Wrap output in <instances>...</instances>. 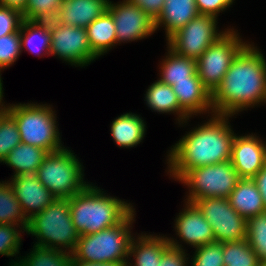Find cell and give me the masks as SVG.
I'll use <instances>...</instances> for the list:
<instances>
[{
	"label": "cell",
	"instance_id": "6da1fadb",
	"mask_svg": "<svg viewBox=\"0 0 266 266\" xmlns=\"http://www.w3.org/2000/svg\"><path fill=\"white\" fill-rule=\"evenodd\" d=\"M266 103V60L247 44L233 59L221 84L212 93L214 114L233 116L256 104Z\"/></svg>",
	"mask_w": 266,
	"mask_h": 266
},
{
	"label": "cell",
	"instance_id": "7a4b0ae2",
	"mask_svg": "<svg viewBox=\"0 0 266 266\" xmlns=\"http://www.w3.org/2000/svg\"><path fill=\"white\" fill-rule=\"evenodd\" d=\"M212 115L171 148L167 160L170 177L178 180L187 170L230 161L235 136L227 121L231 116Z\"/></svg>",
	"mask_w": 266,
	"mask_h": 266
},
{
	"label": "cell",
	"instance_id": "3957f363",
	"mask_svg": "<svg viewBox=\"0 0 266 266\" xmlns=\"http://www.w3.org/2000/svg\"><path fill=\"white\" fill-rule=\"evenodd\" d=\"M72 222L79 235H88L118 225L133 210L130 203L104 194L97 186L69 198Z\"/></svg>",
	"mask_w": 266,
	"mask_h": 266
},
{
	"label": "cell",
	"instance_id": "277c9868",
	"mask_svg": "<svg viewBox=\"0 0 266 266\" xmlns=\"http://www.w3.org/2000/svg\"><path fill=\"white\" fill-rule=\"evenodd\" d=\"M26 233L37 237L35 246L65 252L68 250L72 254L77 246L79 233L72 222L69 199L56 198L33 216L29 220Z\"/></svg>",
	"mask_w": 266,
	"mask_h": 266
},
{
	"label": "cell",
	"instance_id": "5b68a950",
	"mask_svg": "<svg viewBox=\"0 0 266 266\" xmlns=\"http://www.w3.org/2000/svg\"><path fill=\"white\" fill-rule=\"evenodd\" d=\"M133 210L118 225L103 229L102 231L79 235L77 246L72 253V260L84 262H128L131 229L135 220ZM127 258V259H126Z\"/></svg>",
	"mask_w": 266,
	"mask_h": 266
},
{
	"label": "cell",
	"instance_id": "8992f818",
	"mask_svg": "<svg viewBox=\"0 0 266 266\" xmlns=\"http://www.w3.org/2000/svg\"><path fill=\"white\" fill-rule=\"evenodd\" d=\"M7 112L15 119L21 142L45 149L48 153L63 149L55 111L46 104H10Z\"/></svg>",
	"mask_w": 266,
	"mask_h": 266
},
{
	"label": "cell",
	"instance_id": "52a82bcc",
	"mask_svg": "<svg viewBox=\"0 0 266 266\" xmlns=\"http://www.w3.org/2000/svg\"><path fill=\"white\" fill-rule=\"evenodd\" d=\"M67 148L49 152L35 175L59 199H69L90 184L83 180V167L76 155Z\"/></svg>",
	"mask_w": 266,
	"mask_h": 266
},
{
	"label": "cell",
	"instance_id": "ba28073f",
	"mask_svg": "<svg viewBox=\"0 0 266 266\" xmlns=\"http://www.w3.org/2000/svg\"><path fill=\"white\" fill-rule=\"evenodd\" d=\"M231 161L187 170L178 181L188 186L187 202L208 197L228 198L239 181Z\"/></svg>",
	"mask_w": 266,
	"mask_h": 266
},
{
	"label": "cell",
	"instance_id": "9c48e42d",
	"mask_svg": "<svg viewBox=\"0 0 266 266\" xmlns=\"http://www.w3.org/2000/svg\"><path fill=\"white\" fill-rule=\"evenodd\" d=\"M247 45L234 29H227L196 60V71L201 82L212 94L232 64L233 59Z\"/></svg>",
	"mask_w": 266,
	"mask_h": 266
},
{
	"label": "cell",
	"instance_id": "30bf717a",
	"mask_svg": "<svg viewBox=\"0 0 266 266\" xmlns=\"http://www.w3.org/2000/svg\"><path fill=\"white\" fill-rule=\"evenodd\" d=\"M216 19L210 15L199 14L167 39L168 47L182 57L197 60L211 44L226 33L218 32Z\"/></svg>",
	"mask_w": 266,
	"mask_h": 266
},
{
	"label": "cell",
	"instance_id": "8fae6325",
	"mask_svg": "<svg viewBox=\"0 0 266 266\" xmlns=\"http://www.w3.org/2000/svg\"><path fill=\"white\" fill-rule=\"evenodd\" d=\"M194 204L211 225L215 242H238L246 239L247 220L230 205L228 198L208 197Z\"/></svg>",
	"mask_w": 266,
	"mask_h": 266
},
{
	"label": "cell",
	"instance_id": "7c38bea8",
	"mask_svg": "<svg viewBox=\"0 0 266 266\" xmlns=\"http://www.w3.org/2000/svg\"><path fill=\"white\" fill-rule=\"evenodd\" d=\"M50 54L74 66H87L98 58L90 48L86 28L48 21Z\"/></svg>",
	"mask_w": 266,
	"mask_h": 266
},
{
	"label": "cell",
	"instance_id": "4fadbf2b",
	"mask_svg": "<svg viewBox=\"0 0 266 266\" xmlns=\"http://www.w3.org/2000/svg\"><path fill=\"white\" fill-rule=\"evenodd\" d=\"M107 10L115 24L116 44L147 38L156 31L155 20L128 0L115 4L109 0Z\"/></svg>",
	"mask_w": 266,
	"mask_h": 266
},
{
	"label": "cell",
	"instance_id": "5bb4252c",
	"mask_svg": "<svg viewBox=\"0 0 266 266\" xmlns=\"http://www.w3.org/2000/svg\"><path fill=\"white\" fill-rule=\"evenodd\" d=\"M230 161L239 178L253 179L266 164V143L253 134L235 135Z\"/></svg>",
	"mask_w": 266,
	"mask_h": 266
},
{
	"label": "cell",
	"instance_id": "9a60e30c",
	"mask_svg": "<svg viewBox=\"0 0 266 266\" xmlns=\"http://www.w3.org/2000/svg\"><path fill=\"white\" fill-rule=\"evenodd\" d=\"M9 181L28 220L40 213L56 197L47 189L35 174H21Z\"/></svg>",
	"mask_w": 266,
	"mask_h": 266
},
{
	"label": "cell",
	"instance_id": "2e32d148",
	"mask_svg": "<svg viewBox=\"0 0 266 266\" xmlns=\"http://www.w3.org/2000/svg\"><path fill=\"white\" fill-rule=\"evenodd\" d=\"M177 235L194 248L215 242L211 225L194 203L186 202L175 220Z\"/></svg>",
	"mask_w": 266,
	"mask_h": 266
},
{
	"label": "cell",
	"instance_id": "e0dca14e",
	"mask_svg": "<svg viewBox=\"0 0 266 266\" xmlns=\"http://www.w3.org/2000/svg\"><path fill=\"white\" fill-rule=\"evenodd\" d=\"M108 3L109 0H62L54 20L59 24L87 28L107 10Z\"/></svg>",
	"mask_w": 266,
	"mask_h": 266
},
{
	"label": "cell",
	"instance_id": "ac0fdd59",
	"mask_svg": "<svg viewBox=\"0 0 266 266\" xmlns=\"http://www.w3.org/2000/svg\"><path fill=\"white\" fill-rule=\"evenodd\" d=\"M173 91L177 96L179 105L190 115L203 114L212 110V94L201 82L196 72L189 81L176 82Z\"/></svg>",
	"mask_w": 266,
	"mask_h": 266
},
{
	"label": "cell",
	"instance_id": "d6986e66",
	"mask_svg": "<svg viewBox=\"0 0 266 266\" xmlns=\"http://www.w3.org/2000/svg\"><path fill=\"white\" fill-rule=\"evenodd\" d=\"M228 200L237 213L246 220L266 211L264 201L254 179L240 178Z\"/></svg>",
	"mask_w": 266,
	"mask_h": 266
},
{
	"label": "cell",
	"instance_id": "ffe728a7",
	"mask_svg": "<svg viewBox=\"0 0 266 266\" xmlns=\"http://www.w3.org/2000/svg\"><path fill=\"white\" fill-rule=\"evenodd\" d=\"M198 15L195 0H165L162 12L155 20V27L157 30L163 24L168 39Z\"/></svg>",
	"mask_w": 266,
	"mask_h": 266
},
{
	"label": "cell",
	"instance_id": "44dd1931",
	"mask_svg": "<svg viewBox=\"0 0 266 266\" xmlns=\"http://www.w3.org/2000/svg\"><path fill=\"white\" fill-rule=\"evenodd\" d=\"M168 237L142 235L130 243L129 256L134 257L133 266H158L163 252L169 247ZM130 264V265H129ZM127 266H132L129 262Z\"/></svg>",
	"mask_w": 266,
	"mask_h": 266
},
{
	"label": "cell",
	"instance_id": "7402d4cb",
	"mask_svg": "<svg viewBox=\"0 0 266 266\" xmlns=\"http://www.w3.org/2000/svg\"><path fill=\"white\" fill-rule=\"evenodd\" d=\"M151 110L178 115V123H185L191 117L180 105L173 87L160 80L152 83L146 91L145 100ZM181 122V123H180Z\"/></svg>",
	"mask_w": 266,
	"mask_h": 266
},
{
	"label": "cell",
	"instance_id": "603a6c76",
	"mask_svg": "<svg viewBox=\"0 0 266 266\" xmlns=\"http://www.w3.org/2000/svg\"><path fill=\"white\" fill-rule=\"evenodd\" d=\"M146 124L137 114L124 113L118 116L111 125V136L118 146L130 148L143 140Z\"/></svg>",
	"mask_w": 266,
	"mask_h": 266
},
{
	"label": "cell",
	"instance_id": "cb8c5ba5",
	"mask_svg": "<svg viewBox=\"0 0 266 266\" xmlns=\"http://www.w3.org/2000/svg\"><path fill=\"white\" fill-rule=\"evenodd\" d=\"M47 155L48 152L45 149L21 142L2 162L15 170L12 177L21 174H35Z\"/></svg>",
	"mask_w": 266,
	"mask_h": 266
},
{
	"label": "cell",
	"instance_id": "d4e9b609",
	"mask_svg": "<svg viewBox=\"0 0 266 266\" xmlns=\"http://www.w3.org/2000/svg\"><path fill=\"white\" fill-rule=\"evenodd\" d=\"M93 53L100 57L116 44V28L111 13L106 10L86 28Z\"/></svg>",
	"mask_w": 266,
	"mask_h": 266
},
{
	"label": "cell",
	"instance_id": "484cf974",
	"mask_svg": "<svg viewBox=\"0 0 266 266\" xmlns=\"http://www.w3.org/2000/svg\"><path fill=\"white\" fill-rule=\"evenodd\" d=\"M167 48V56L161 62V75L159 80L170 86H173L176 82L189 81V78L197 72L196 60L182 57L169 47Z\"/></svg>",
	"mask_w": 266,
	"mask_h": 266
},
{
	"label": "cell",
	"instance_id": "4316f807",
	"mask_svg": "<svg viewBox=\"0 0 266 266\" xmlns=\"http://www.w3.org/2000/svg\"><path fill=\"white\" fill-rule=\"evenodd\" d=\"M21 49H28L29 52L39 56L41 51L50 55V32L48 22L23 20L20 27ZM36 43V44H35ZM40 52V53H39Z\"/></svg>",
	"mask_w": 266,
	"mask_h": 266
},
{
	"label": "cell",
	"instance_id": "83f0119b",
	"mask_svg": "<svg viewBox=\"0 0 266 266\" xmlns=\"http://www.w3.org/2000/svg\"><path fill=\"white\" fill-rule=\"evenodd\" d=\"M0 224L21 225L20 228L24 232L29 224V220L8 181L7 183L0 182Z\"/></svg>",
	"mask_w": 266,
	"mask_h": 266
},
{
	"label": "cell",
	"instance_id": "f1b7e54d",
	"mask_svg": "<svg viewBox=\"0 0 266 266\" xmlns=\"http://www.w3.org/2000/svg\"><path fill=\"white\" fill-rule=\"evenodd\" d=\"M72 262V254L68 252L33 246L30 255L11 262V266H72Z\"/></svg>",
	"mask_w": 266,
	"mask_h": 266
},
{
	"label": "cell",
	"instance_id": "f546056e",
	"mask_svg": "<svg viewBox=\"0 0 266 266\" xmlns=\"http://www.w3.org/2000/svg\"><path fill=\"white\" fill-rule=\"evenodd\" d=\"M224 266H260L257 254L246 239L223 243Z\"/></svg>",
	"mask_w": 266,
	"mask_h": 266
},
{
	"label": "cell",
	"instance_id": "4dcf8cb0",
	"mask_svg": "<svg viewBox=\"0 0 266 266\" xmlns=\"http://www.w3.org/2000/svg\"><path fill=\"white\" fill-rule=\"evenodd\" d=\"M246 240L257 254L260 265L266 264V211L247 220Z\"/></svg>",
	"mask_w": 266,
	"mask_h": 266
},
{
	"label": "cell",
	"instance_id": "1f68e13d",
	"mask_svg": "<svg viewBox=\"0 0 266 266\" xmlns=\"http://www.w3.org/2000/svg\"><path fill=\"white\" fill-rule=\"evenodd\" d=\"M62 0H27L22 12L24 20L48 22L57 17Z\"/></svg>",
	"mask_w": 266,
	"mask_h": 266
},
{
	"label": "cell",
	"instance_id": "d6a6232c",
	"mask_svg": "<svg viewBox=\"0 0 266 266\" xmlns=\"http://www.w3.org/2000/svg\"><path fill=\"white\" fill-rule=\"evenodd\" d=\"M20 143L17 123L6 111L0 116V162Z\"/></svg>",
	"mask_w": 266,
	"mask_h": 266
},
{
	"label": "cell",
	"instance_id": "836d02e7",
	"mask_svg": "<svg viewBox=\"0 0 266 266\" xmlns=\"http://www.w3.org/2000/svg\"><path fill=\"white\" fill-rule=\"evenodd\" d=\"M192 266H224L223 243L213 242L195 248Z\"/></svg>",
	"mask_w": 266,
	"mask_h": 266
},
{
	"label": "cell",
	"instance_id": "e575fe53",
	"mask_svg": "<svg viewBox=\"0 0 266 266\" xmlns=\"http://www.w3.org/2000/svg\"><path fill=\"white\" fill-rule=\"evenodd\" d=\"M21 52L20 30L0 37V68L11 66Z\"/></svg>",
	"mask_w": 266,
	"mask_h": 266
},
{
	"label": "cell",
	"instance_id": "d590c367",
	"mask_svg": "<svg viewBox=\"0 0 266 266\" xmlns=\"http://www.w3.org/2000/svg\"><path fill=\"white\" fill-rule=\"evenodd\" d=\"M19 225L0 224V255L14 257L19 254L21 245V230H17Z\"/></svg>",
	"mask_w": 266,
	"mask_h": 266
},
{
	"label": "cell",
	"instance_id": "8d00e7d4",
	"mask_svg": "<svg viewBox=\"0 0 266 266\" xmlns=\"http://www.w3.org/2000/svg\"><path fill=\"white\" fill-rule=\"evenodd\" d=\"M23 20L20 11L0 6V37L20 30Z\"/></svg>",
	"mask_w": 266,
	"mask_h": 266
},
{
	"label": "cell",
	"instance_id": "74e56055",
	"mask_svg": "<svg viewBox=\"0 0 266 266\" xmlns=\"http://www.w3.org/2000/svg\"><path fill=\"white\" fill-rule=\"evenodd\" d=\"M168 242L170 246L163 252L158 266H188L187 253L185 254L182 245L172 238H168Z\"/></svg>",
	"mask_w": 266,
	"mask_h": 266
},
{
	"label": "cell",
	"instance_id": "f35d334b",
	"mask_svg": "<svg viewBox=\"0 0 266 266\" xmlns=\"http://www.w3.org/2000/svg\"><path fill=\"white\" fill-rule=\"evenodd\" d=\"M234 0H195L197 11L200 15H210L213 17L226 10L232 5Z\"/></svg>",
	"mask_w": 266,
	"mask_h": 266
},
{
	"label": "cell",
	"instance_id": "ab89813d",
	"mask_svg": "<svg viewBox=\"0 0 266 266\" xmlns=\"http://www.w3.org/2000/svg\"><path fill=\"white\" fill-rule=\"evenodd\" d=\"M135 6L141 8L152 19L156 20L163 9L165 0H128Z\"/></svg>",
	"mask_w": 266,
	"mask_h": 266
},
{
	"label": "cell",
	"instance_id": "60d3db41",
	"mask_svg": "<svg viewBox=\"0 0 266 266\" xmlns=\"http://www.w3.org/2000/svg\"><path fill=\"white\" fill-rule=\"evenodd\" d=\"M253 179L258 186L266 208V164Z\"/></svg>",
	"mask_w": 266,
	"mask_h": 266
},
{
	"label": "cell",
	"instance_id": "b9f144b4",
	"mask_svg": "<svg viewBox=\"0 0 266 266\" xmlns=\"http://www.w3.org/2000/svg\"><path fill=\"white\" fill-rule=\"evenodd\" d=\"M128 262H84L73 260L72 266H127Z\"/></svg>",
	"mask_w": 266,
	"mask_h": 266
},
{
	"label": "cell",
	"instance_id": "7bdbcfd3",
	"mask_svg": "<svg viewBox=\"0 0 266 266\" xmlns=\"http://www.w3.org/2000/svg\"><path fill=\"white\" fill-rule=\"evenodd\" d=\"M0 6L12 8L22 13L27 6V0H0Z\"/></svg>",
	"mask_w": 266,
	"mask_h": 266
},
{
	"label": "cell",
	"instance_id": "ee69618b",
	"mask_svg": "<svg viewBox=\"0 0 266 266\" xmlns=\"http://www.w3.org/2000/svg\"><path fill=\"white\" fill-rule=\"evenodd\" d=\"M1 68H0V110L1 111H7V109H8V106L6 107L5 105H4V103L2 102V98H3V84H2V79H1Z\"/></svg>",
	"mask_w": 266,
	"mask_h": 266
},
{
	"label": "cell",
	"instance_id": "f6af8a7d",
	"mask_svg": "<svg viewBox=\"0 0 266 266\" xmlns=\"http://www.w3.org/2000/svg\"><path fill=\"white\" fill-rule=\"evenodd\" d=\"M4 112H6V111H1V110H0V116H1Z\"/></svg>",
	"mask_w": 266,
	"mask_h": 266
}]
</instances>
